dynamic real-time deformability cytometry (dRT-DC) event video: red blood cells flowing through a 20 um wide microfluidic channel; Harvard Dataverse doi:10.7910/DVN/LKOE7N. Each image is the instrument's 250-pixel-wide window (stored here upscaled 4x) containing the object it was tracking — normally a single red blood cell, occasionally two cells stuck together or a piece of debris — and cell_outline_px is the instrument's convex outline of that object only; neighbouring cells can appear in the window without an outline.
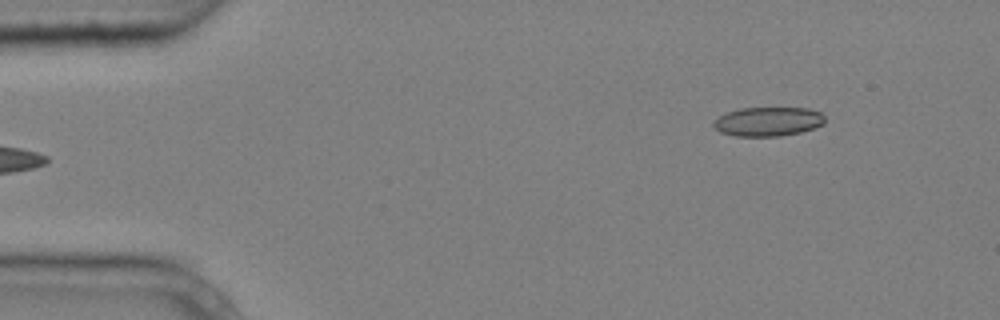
{"species": "common noctule bat (a hibernating species)", "species_latin": "Nyctalus noctula", "temperature_condition": "cold", "stored_images_in_passage": 5, "segment_of_instrument_passage": [2, 2], "camera_frame_rate_fps": 3000, "um_per_image_px": 0.085, "animal": {"sex": "male", "body_mass_g": 20.4}, "frame": {"image": 1, "passage_image": 5, "time_ms": 1.333, "image_size_px": [1000, 320], "cell_outline_px": [[824, 124], [800, 132], [780, 136], [736, 136], [720, 132], [712, 124], [720, 116], [728, 112], [740, 108], [808, 108], [820, 112], [824, 116]], "centroid_in_image_um": [65.3, 10.33], "position_along_channel_um": 19.7, "area_um2": 18.73}}